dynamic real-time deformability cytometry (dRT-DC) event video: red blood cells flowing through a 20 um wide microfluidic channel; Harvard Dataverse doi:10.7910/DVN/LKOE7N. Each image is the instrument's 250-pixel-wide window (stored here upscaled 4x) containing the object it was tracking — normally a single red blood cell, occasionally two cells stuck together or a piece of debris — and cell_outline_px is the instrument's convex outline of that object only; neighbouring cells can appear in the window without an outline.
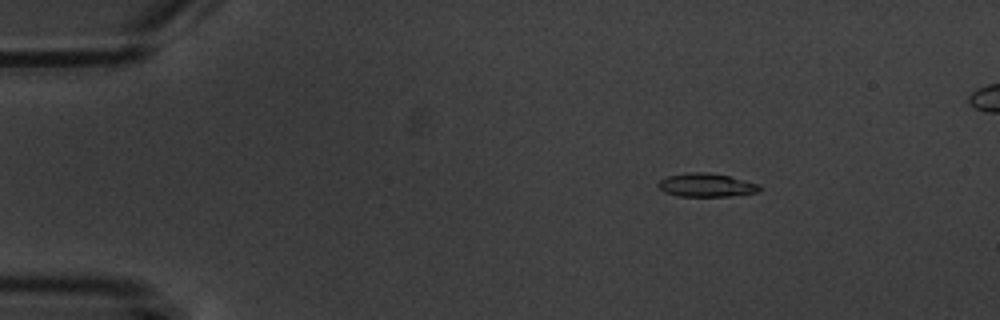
{"species": "common noctule bat (a hibernating species)", "species_latin": "Nyctalus noctula", "temperature_condition": "warm", "stored_images_in_passage": 4, "segment_of_instrument_passage": [2, 2], "camera_frame_rate_fps": 3000, "um_per_image_px": 0.085, "animal": {"sex": "male", "body_mass_g": 20.1, "forearm_length_mm": 53.5}, "frame": {"image": 1, "passage_image": 4, "time_ms": 4.667, "image_size_px": [1000, 320], "cell_outline_px": [[764, 188], [760, 192], [728, 196], [676, 196], [664, 192], [656, 184], [660, 180], [668, 176], [688, 172], [708, 172], [728, 176], [760, 184]], "centroid_in_image_um": [60.06, 15.73], "position_along_channel_um": 24.9, "area_um2": 13.99}}